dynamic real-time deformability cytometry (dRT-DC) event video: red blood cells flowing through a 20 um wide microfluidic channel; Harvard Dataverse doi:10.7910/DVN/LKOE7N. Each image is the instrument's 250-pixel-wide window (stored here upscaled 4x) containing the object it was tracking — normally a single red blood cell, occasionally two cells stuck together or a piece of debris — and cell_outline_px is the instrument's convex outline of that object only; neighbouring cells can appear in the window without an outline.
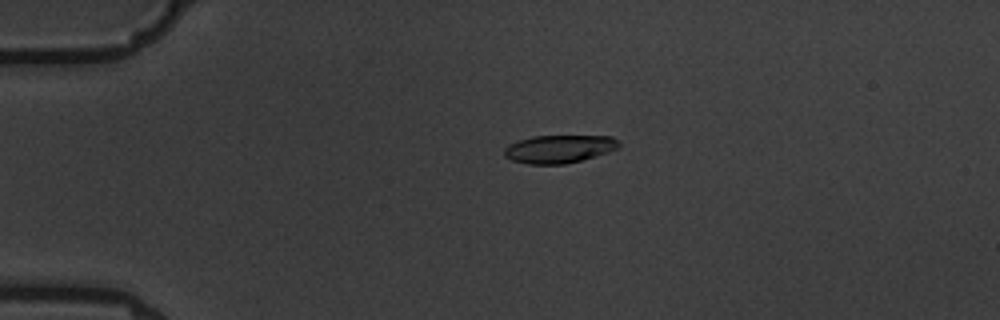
{"species": "common noctule bat (a hibernating species)", "species_latin": "Nyctalus noctula", "temperature_condition": "warm", "stored_images_in_passage": 9, "camera_frame_rate_fps": 3000, "um_per_image_px": 0.085, "animal": {"sex": "male", "body_mass_g": 19.5, "forearm_length_mm": 54.6}, "frame": {"image": 1, "passage_image": 1, "time_ms": 0.0, "image_size_px": [1000, 320], "cell_outline_px": [[620, 148], [596, 156], [564, 164], [528, 164], [512, 160], [504, 156], [504, 148], [520, 140], [532, 136], [612, 136], [620, 144]], "centroid_in_image_um": [47.54, 12.66], "position_along_channel_um": 37.5, "area_um2": 18.55}}
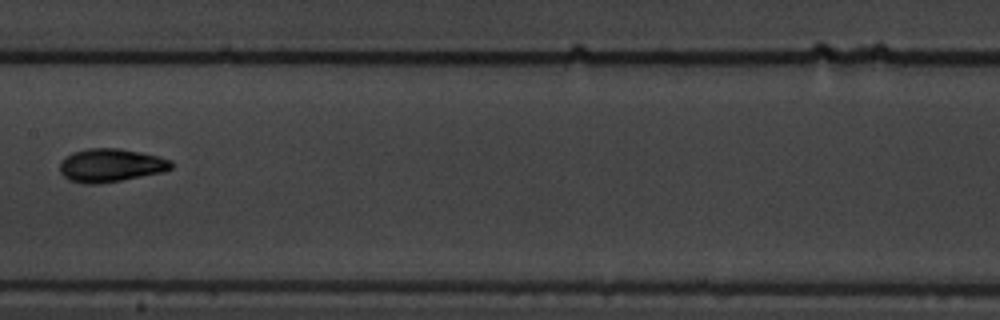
{"frame": {"image": 2, "passage_image": 6, "time_ms": 5.667, "image_size_px": [1000, 320], "cell_outline_px": [[172, 168], [164, 172], [120, 180], [96, 184], [84, 184], [68, 180], [60, 172], [60, 160], [64, 156], [72, 152], [88, 148], [120, 148], [140, 152], [172, 160]], "centroid_in_image_um": [9.37, 14.04], "position_along_channel_um": 198.0, "area_um2": 21.73}}
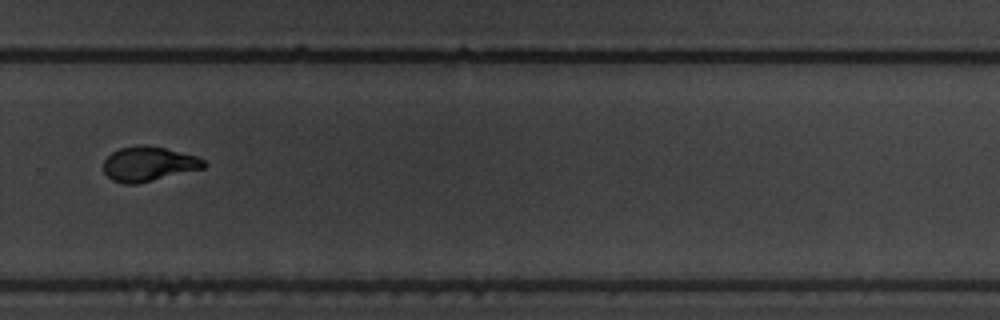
{"frame": {"image": 3, "passage_image": 9, "time_ms": 9.0, "image_size_px": [1000, 320], "cell_outline_px": [[208, 164], [204, 168], [136, 184], [124, 184], [112, 180], [104, 172], [104, 160], [112, 152], [120, 148], [136, 144], [144, 144], [164, 148], [196, 156], [204, 160]], "centroid_in_image_um": [12.62, 13.93], "position_along_channel_um": 317.2, "area_um2": 20.23}}